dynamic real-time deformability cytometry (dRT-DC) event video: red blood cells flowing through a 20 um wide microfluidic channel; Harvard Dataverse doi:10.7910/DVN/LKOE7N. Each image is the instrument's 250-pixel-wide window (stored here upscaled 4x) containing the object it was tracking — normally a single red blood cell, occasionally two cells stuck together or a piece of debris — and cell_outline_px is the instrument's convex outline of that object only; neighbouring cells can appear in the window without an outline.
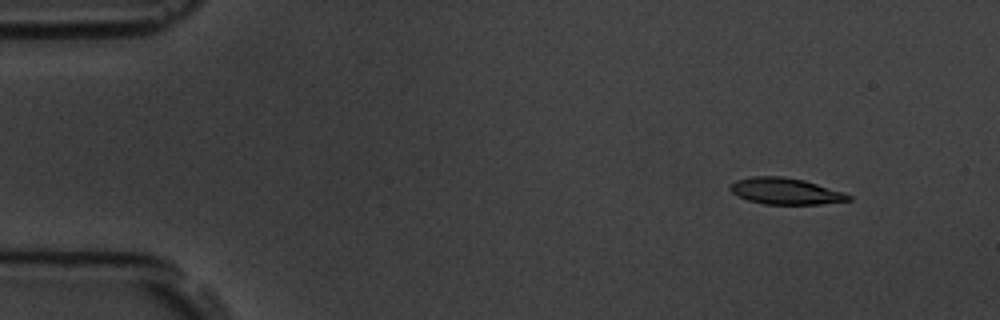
{"species": "common noctule bat (a hibernating species)", "species_latin": "Nyctalus noctula", "temperature_condition": "room temperature", "stored_images_in_passage": 5, "camera_frame_rate_fps": 3000, "um_per_image_px": 0.085, "animal": {"sex": "male", "body_mass_g": 19.5, "forearm_length_mm": 54.6}, "frame": {"image": 1, "passage_image": 2, "time_ms": 1.333, "image_size_px": [1000, 320], "cell_outline_px": [[852, 200], [820, 204], [764, 204], [748, 200], [736, 196], [728, 188], [736, 180], [752, 176], [780, 176], [804, 180], [844, 192], [852, 196]], "centroid_in_image_um": [66.76, 16.25], "position_along_channel_um": 18.2, "area_um2": 18.21}}
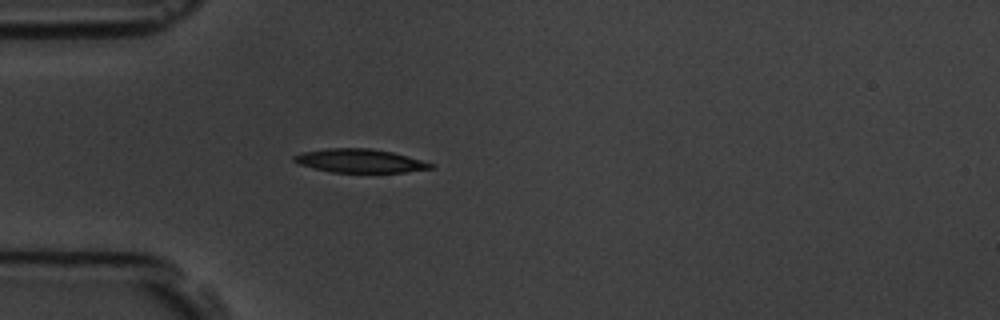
{"frame": {"image": 2, "passage_image": 5, "time_ms": 4.667, "image_size_px": [1000, 320], "cell_outline_px": [[436, 168], [404, 172], [332, 172], [312, 168], [300, 164], [292, 160], [292, 156], [304, 152], [328, 148], [368, 148], [392, 152], [436, 164]], "centroid_in_image_um": [30.61, 13.67], "position_along_channel_um": 54.4, "area_um2": 18.73}}